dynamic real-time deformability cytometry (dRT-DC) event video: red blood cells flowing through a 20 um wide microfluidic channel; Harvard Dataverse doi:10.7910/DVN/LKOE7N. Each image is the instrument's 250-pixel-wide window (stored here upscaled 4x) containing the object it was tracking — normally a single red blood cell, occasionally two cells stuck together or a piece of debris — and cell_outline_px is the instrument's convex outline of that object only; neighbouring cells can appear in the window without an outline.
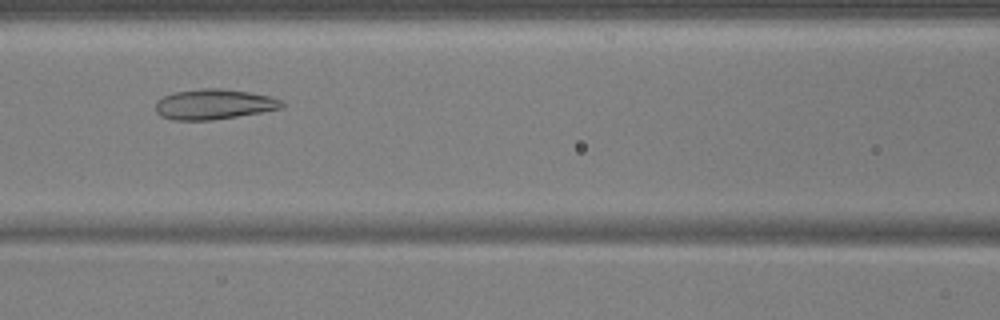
{"species": "common noctule bat (a hibernating species)", "species_latin": "Nyctalus noctula", "temperature_condition": "warm", "stored_images_in_passage": 41, "camera_frame_rate_fps": 3000, "um_per_image_px": 0.085, "animal": {"sex": "male", "body_mass_g": 17.9, "forearm_length_mm": 54.2}, "frame": {"image": 1, "passage_image": 11, "time_ms": 3.333, "image_size_px": [1000, 320], "cell_outline_px": [[284, 108], [212, 120], [172, 120], [160, 116], [156, 112], [156, 100], [164, 96], [176, 92], [200, 88], [220, 88], [248, 92], [268, 96], [280, 100], [284, 104]], "centroid_in_image_um": [18.15, 8.86], "position_along_channel_um": 148.5, "area_um2": 22.14}}
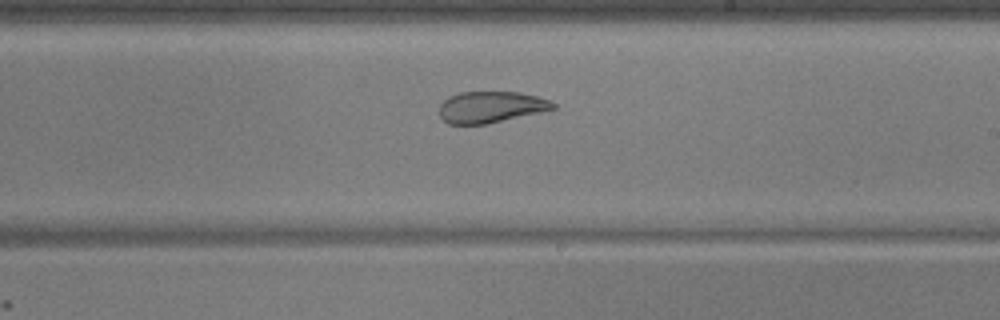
{"frame": {"image": 2, "passage_image": 19, "time_ms": 6.0, "image_size_px": [1000, 320], "cell_outline_px": [[556, 108], [540, 112], [484, 124], [448, 124], [440, 116], [440, 104], [448, 96], [460, 92], [520, 92], [536, 96], [548, 100], [556, 104]], "centroid_in_image_um": [41.69, 9.09], "position_along_channel_um": 247.3, "area_um2": 20.58}}
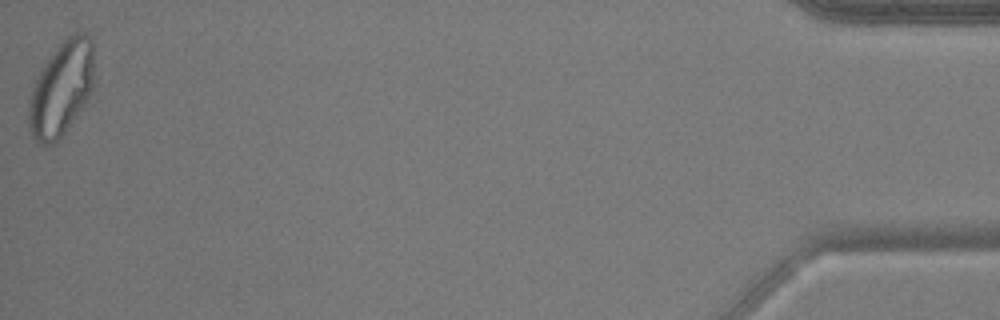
{"frame": {"image": 3, "passage_image": 41, "time_ms": 13.333, "image_size_px": [1000, 320], "cell_outline_px": [[92, 92], [56, 144], [36, 144], [28, 128], [28, 104], [32, 88], [44, 64], [52, 52], [68, 36], [76, 32], [84, 32], [92, 40]], "centroid_in_image_um": [5.18, 7.57], "position_along_channel_um": 430.0, "area_um2": 35.66}, "authors_computed_cell_mechanics": {"area_um2": 23.987, "velocity_mm_per_s": 3.7158, "shape_relaxation_time_tau1_ms": null, "shape_relaxation_time_tau2_ms": 1.4164, "deformation_change_tau1": null, "deformation_change_tau2": 0.0645}}